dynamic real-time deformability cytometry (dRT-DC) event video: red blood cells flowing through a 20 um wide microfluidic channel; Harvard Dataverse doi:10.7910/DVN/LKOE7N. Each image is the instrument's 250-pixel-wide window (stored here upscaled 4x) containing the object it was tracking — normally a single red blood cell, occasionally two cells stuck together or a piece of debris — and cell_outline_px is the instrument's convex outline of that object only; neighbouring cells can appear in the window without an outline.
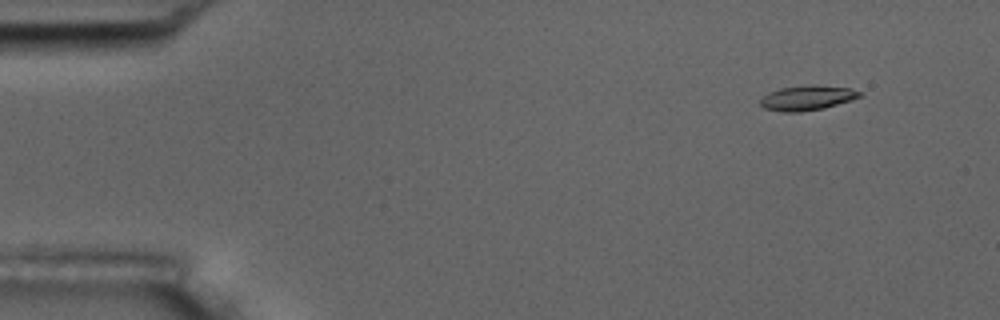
{"species": "common noctule bat (a hibernating species)", "species_latin": "Nyctalus noctula", "temperature_condition": "room temperature", "stored_images_in_passage": 5, "camera_frame_rate_fps": 3000, "um_per_image_px": 0.085, "animal": {"sex": "male", "body_mass_g": 17.5, "forearm_length_mm": 52.3}, "frame": {"image": 1, "passage_image": 2, "time_ms": 1.333, "image_size_px": [1000, 320], "cell_outline_px": [[860, 96], [852, 100], [824, 108], [800, 112], [784, 112], [764, 108], [760, 104], [760, 100], [768, 92], [780, 88], [812, 84], [848, 88], [860, 92]], "centroid_in_image_um": [68.58, 8.32], "position_along_channel_um": 16.4, "area_um2": 14.28}}
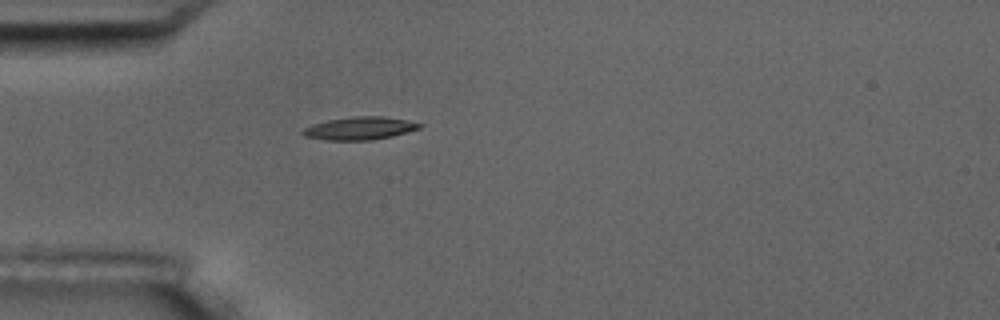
{"frame": {"image": 2, "passage_image": 5, "time_ms": 5.0, "image_size_px": [1000, 320], "cell_outline_px": [[424, 124], [420, 128], [392, 136], [372, 140], [324, 140], [304, 136], [300, 132], [304, 128], [312, 124], [328, 120], [352, 116], [380, 116], [408, 120]], "centroid_in_image_um": [30.56, 10.9], "position_along_channel_um": 54.4, "area_um2": 15.61}}